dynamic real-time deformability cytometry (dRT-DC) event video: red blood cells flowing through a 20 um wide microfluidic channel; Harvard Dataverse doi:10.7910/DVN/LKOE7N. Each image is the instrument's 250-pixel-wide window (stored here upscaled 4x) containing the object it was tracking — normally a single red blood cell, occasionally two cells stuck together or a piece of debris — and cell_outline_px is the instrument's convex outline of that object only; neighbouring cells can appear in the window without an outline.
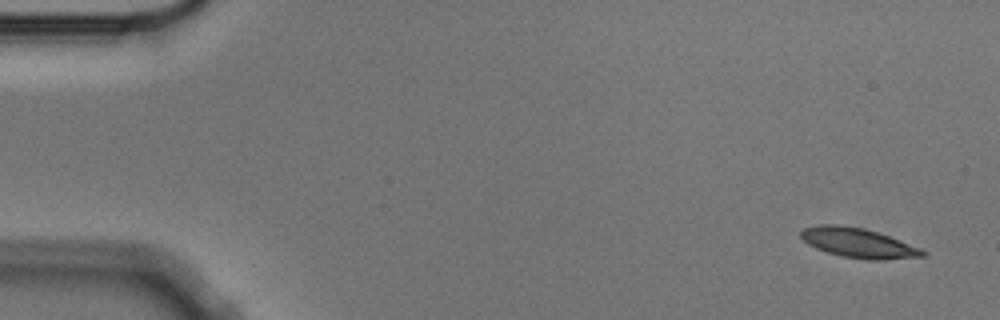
{"species": "Egyptian fruit bat (a non-hibernating species)", "species_latin": "Rousettus aegyptiacus", "temperature_condition": "cold", "stored_images_in_passage": 4, "camera_frame_rate_fps": 3000, "um_per_image_px": 0.085, "animal": {"sex": "male"}, "frame": {"image": 1, "passage_image": 1, "time_ms": 0.0, "image_size_px": [1000, 320], "cell_outline_px": [[928, 252], [924, 256], [884, 260], [868, 260], [840, 256], [816, 248], [808, 244], [800, 236], [800, 232], [804, 228], [820, 224], [840, 224], [864, 228], [888, 236], [920, 248]], "centroid_in_image_um": [72.94, 20.65], "position_along_channel_um": 12.1, "area_um2": 20.98}}
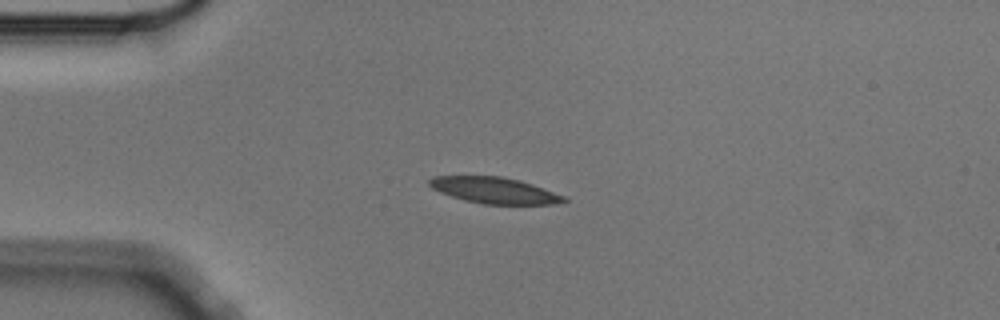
{"frame": {"image": 2, "passage_image": 4, "time_ms": 1.0, "image_size_px": [1000, 320], "cell_outline_px": [[568, 200], [556, 204], [484, 204], [464, 200], [440, 192], [432, 188], [428, 184], [428, 180], [432, 176], [500, 176], [520, 180], [568, 196]], "centroid_in_image_um": [42.06, 16.18], "position_along_channel_um": 42.9, "area_um2": 20.63}}